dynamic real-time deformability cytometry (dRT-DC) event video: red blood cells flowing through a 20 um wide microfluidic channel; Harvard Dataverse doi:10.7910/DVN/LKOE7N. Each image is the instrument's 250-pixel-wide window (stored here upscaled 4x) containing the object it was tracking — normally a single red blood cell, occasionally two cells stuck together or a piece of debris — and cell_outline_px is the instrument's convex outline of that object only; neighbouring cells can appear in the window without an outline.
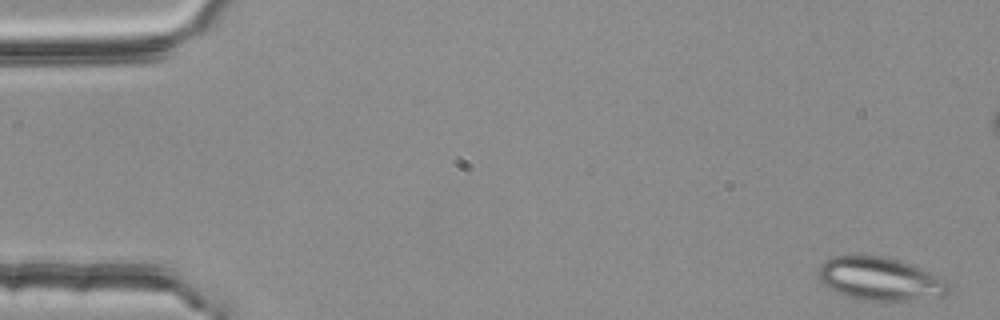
{"species": "common noctule bat (a hibernating species)", "species_latin": "Nyctalus noctula", "temperature_condition": "room temperature", "stored_images_in_passage": 5, "camera_frame_rate_fps": 3000, "um_per_image_px": 0.085, "animal": {"sex": "female", "body_mass_g": 25.1}, "frame": {"image": 1, "passage_image": 1, "time_ms": 0.0, "image_size_px": [1000, 320], "cell_outline_px": [[952, 284], [948, 292], [944, 296], [908, 300], [864, 300], [848, 296], [836, 292], [828, 288], [820, 280], [816, 272], [820, 264], [824, 260], [832, 256], [856, 252], [884, 256], [944, 276]], "centroid_in_image_um": [74.79, 23.66], "position_along_channel_um": 10.2, "area_um2": 33.64}}